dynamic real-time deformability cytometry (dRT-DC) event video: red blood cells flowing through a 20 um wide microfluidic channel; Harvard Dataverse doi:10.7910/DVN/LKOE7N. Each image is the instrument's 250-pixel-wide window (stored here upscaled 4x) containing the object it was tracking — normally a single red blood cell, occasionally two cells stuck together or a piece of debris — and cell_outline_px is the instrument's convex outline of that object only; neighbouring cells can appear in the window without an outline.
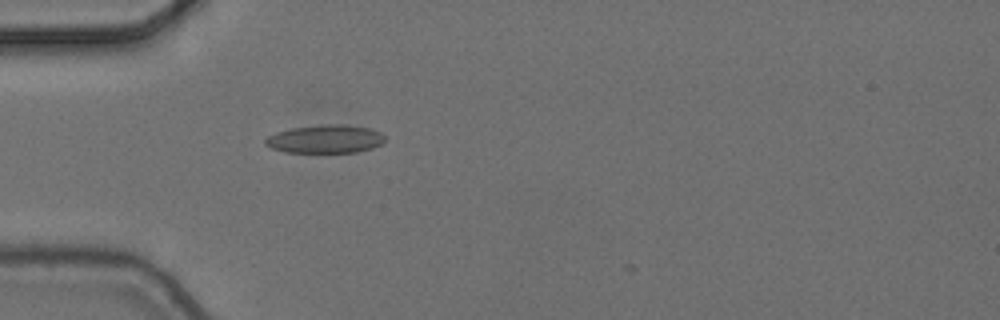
{"species": "common noctule bat (a hibernating species)", "species_latin": "Nyctalus noctula", "temperature_condition": "cold", "stored_images_in_passage": 2, "camera_frame_rate_fps": 3000, "um_per_image_px": 0.085, "animal": {"sex": "female", "body_mass_g": 24.6, "forearm_length_mm": 56.2}, "frame": {"image": 1, "passage_image": 2, "time_ms": 0.333, "image_size_px": [1000, 320], "cell_outline_px": [[384, 140], [380, 144], [372, 148], [356, 152], [284, 152], [272, 148], [264, 144], [264, 140], [268, 136], [276, 132], [292, 128], [324, 124], [344, 124], [368, 128], [380, 132], [384, 136]], "centroid_in_image_um": [27.62, 11.81], "position_along_channel_um": 57.4, "area_um2": 19.59}}